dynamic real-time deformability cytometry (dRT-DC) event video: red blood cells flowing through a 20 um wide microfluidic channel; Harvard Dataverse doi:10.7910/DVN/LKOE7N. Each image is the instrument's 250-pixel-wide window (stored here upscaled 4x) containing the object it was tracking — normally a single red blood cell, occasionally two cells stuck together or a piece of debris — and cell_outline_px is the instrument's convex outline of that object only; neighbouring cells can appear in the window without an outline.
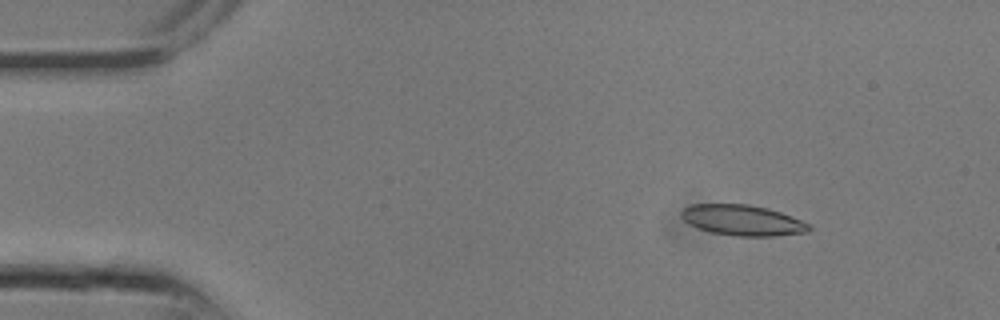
{"species": "common noctule bat (a hibernating species)", "species_latin": "Nyctalus noctula", "temperature_condition": "room temperature", "stored_images_in_passage": 9, "camera_frame_rate_fps": 3000, "um_per_image_px": 0.085, "animal": {"sex": "male", "body_mass_g": 13.3}, "frame": {"image": 1, "passage_image": 3, "time_ms": 0.667, "image_size_px": [1000, 320], "cell_outline_px": [[812, 228], [808, 232], [776, 236], [736, 236], [712, 232], [688, 224], [680, 216], [680, 212], [684, 208], [692, 204], [748, 204], [768, 208], [792, 216], [812, 224]], "centroid_in_image_um": [63.15, 18.72], "position_along_channel_um": 21.8, "area_um2": 22.95}}
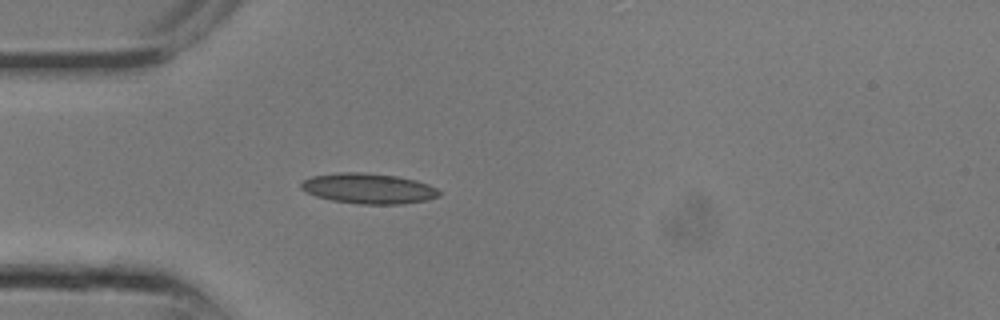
{"frame": {"image": 2, "passage_image": 7, "time_ms": 2.0, "image_size_px": [1000, 320], "cell_outline_px": [[440, 196], [428, 200], [404, 204], [360, 204], [332, 200], [316, 196], [304, 192], [300, 188], [300, 184], [304, 180], [312, 176], [336, 172], [364, 172], [396, 176], [416, 180], [428, 184], [436, 188], [440, 192]], "centroid_in_image_um": [31.32, 16.02], "position_along_channel_um": 53.7, "area_um2": 24.62}}
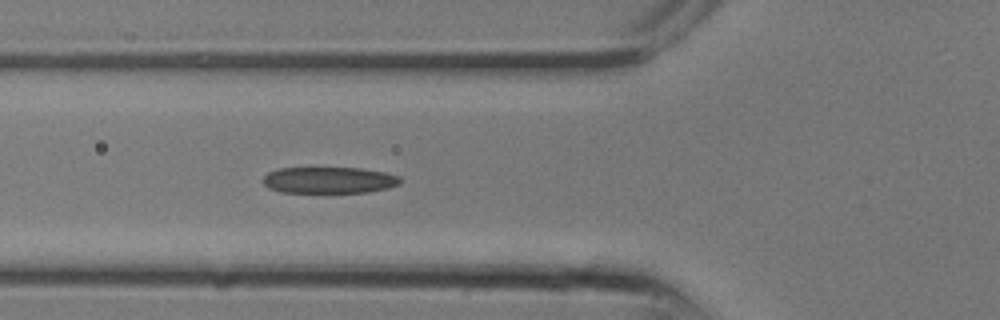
{"frame": {"image": 3, "passage_image": 9, "time_ms": 2.667, "image_size_px": [1000, 320], "cell_outline_px": [[400, 184], [388, 188], [368, 192], [280, 192], [268, 188], [264, 184], [264, 176], [268, 172], [280, 168], [360, 168], [384, 172], [400, 176]], "centroid_in_image_um": [27.98, 15.31], "position_along_channel_um": 97.8, "area_um2": 21.04}}